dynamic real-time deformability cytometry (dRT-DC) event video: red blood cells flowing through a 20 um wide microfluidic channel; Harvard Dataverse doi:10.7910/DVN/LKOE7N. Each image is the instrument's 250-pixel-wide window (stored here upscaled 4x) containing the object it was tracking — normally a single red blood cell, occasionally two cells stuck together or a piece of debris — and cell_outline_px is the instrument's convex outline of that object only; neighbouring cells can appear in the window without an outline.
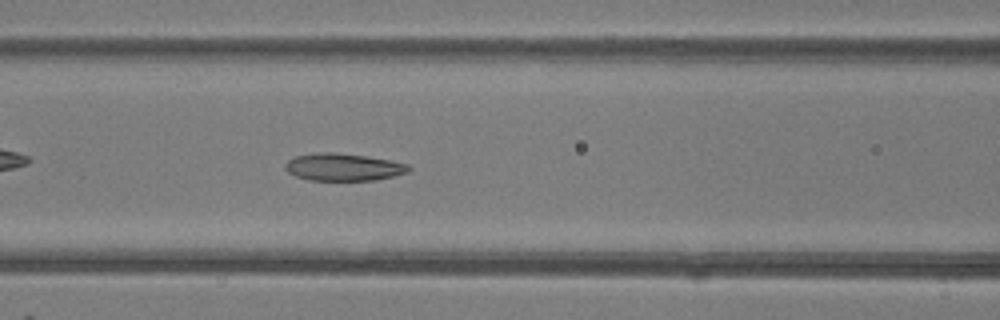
{"species": "common noctule bat (a hibernating species)", "species_latin": "Nyctalus noctula", "temperature_condition": "room temperature", "stored_images_in_passage": 37, "camera_frame_rate_fps": 3000, "um_per_image_px": 0.085, "animal": {"sex": "female"}, "frame": {"image": 1, "passage_image": 9, "time_ms": 2.667, "image_size_px": [1000, 320], "cell_outline_px": [[412, 168], [408, 172], [376, 180], [308, 180], [296, 176], [288, 172], [284, 168], [284, 164], [288, 160], [296, 156], [316, 152], [332, 152], [364, 156], [388, 160], [408, 164]], "centroid_in_image_um": [29.15, 14.2], "position_along_channel_um": 137.4, "area_um2": 19.59}}
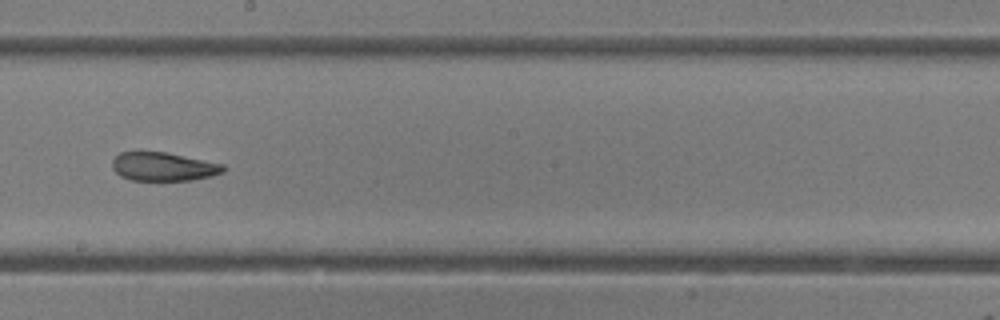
{"frame": {"image": 2, "passage_image": 16, "time_ms": 5.0, "image_size_px": [1000, 320], "cell_outline_px": [[228, 168], [224, 172], [212, 176], [192, 180], [132, 180], [120, 176], [112, 168], [112, 160], [120, 152], [164, 152], [224, 164]], "centroid_in_image_um": [13.91, 14.17], "position_along_channel_um": 234.3, "area_um2": 18.5}}
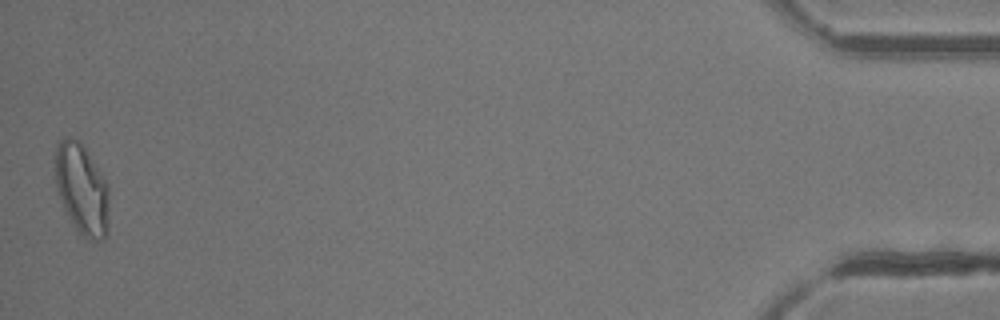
{"frame": {"image": 3, "passage_image": 37, "time_ms": 12.0, "image_size_px": [1000, 320], "cell_outline_px": [[108, 236], [104, 240], [84, 240], [76, 232], [64, 208], [56, 188], [52, 176], [56, 140], [64, 136], [68, 136], [76, 140], [84, 148], [108, 184]], "centroid_in_image_um": [6.9, 16.11], "position_along_channel_um": 428.3, "area_um2": 29.42}, "authors_computed_cell_mechanics": {"area_um2": 20.0566, "velocity_mm_per_s": 4.1571, "shape_relaxation_time_tau1_ms": null, "shape_relaxation_time_tau2_ms": 1.762, "deformation_change_tau1": null, "deformation_change_tau2": 0.0891}}